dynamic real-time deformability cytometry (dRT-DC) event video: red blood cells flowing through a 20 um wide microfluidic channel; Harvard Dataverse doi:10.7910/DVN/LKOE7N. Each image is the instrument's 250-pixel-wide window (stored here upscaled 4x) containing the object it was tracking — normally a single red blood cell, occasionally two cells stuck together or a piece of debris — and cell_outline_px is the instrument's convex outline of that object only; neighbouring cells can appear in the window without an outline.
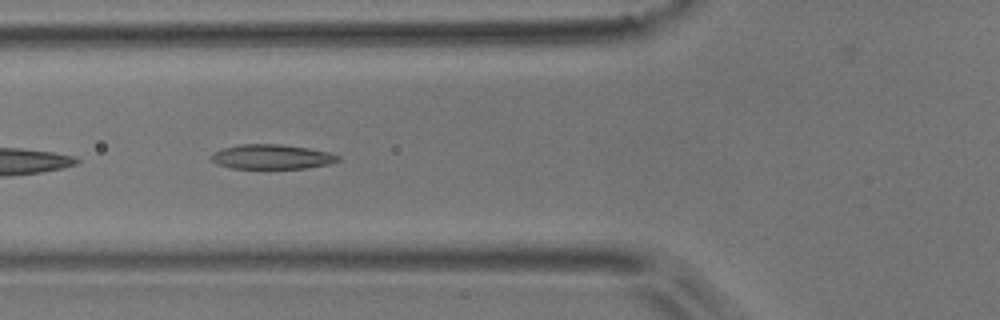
{"species": "common noctule bat (a hibernating species)", "species_latin": "Nyctalus noctula", "temperature_condition": "room temperature", "stored_images_in_passage": 6, "camera_frame_rate_fps": 3000, "um_per_image_px": 0.085, "animal": {"sex": "male", "body_mass_g": 17.9}, "frame": {"image": 1, "passage_image": 5, "time_ms": 1.333, "image_size_px": [1000, 320], "cell_outline_px": [[340, 160], [328, 164], [308, 168], [232, 168], [216, 164], [208, 160], [208, 156], [212, 152], [224, 148], [240, 144], [280, 144], [308, 148], [328, 152], [340, 156]], "centroid_in_image_um": [23.04, 13.32], "position_along_channel_um": 102.8, "area_um2": 18.32}}
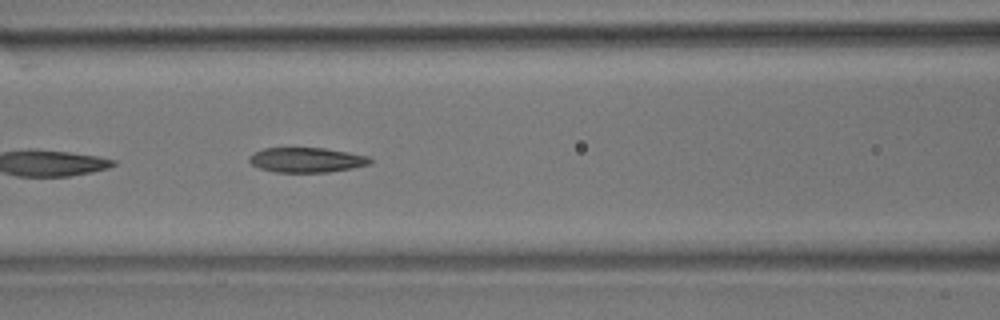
{"frame": {"image": 2, "passage_image": 6, "time_ms": 1.667, "image_size_px": [1000, 320], "cell_outline_px": [[372, 164], [352, 168], [328, 172], [276, 172], [260, 168], [252, 164], [248, 160], [248, 156], [252, 152], [264, 148], [324, 148], [348, 152], [368, 156], [372, 160]], "centroid_in_image_um": [26.05, 13.59], "position_along_channel_um": 140.5, "area_um2": 17.57}}